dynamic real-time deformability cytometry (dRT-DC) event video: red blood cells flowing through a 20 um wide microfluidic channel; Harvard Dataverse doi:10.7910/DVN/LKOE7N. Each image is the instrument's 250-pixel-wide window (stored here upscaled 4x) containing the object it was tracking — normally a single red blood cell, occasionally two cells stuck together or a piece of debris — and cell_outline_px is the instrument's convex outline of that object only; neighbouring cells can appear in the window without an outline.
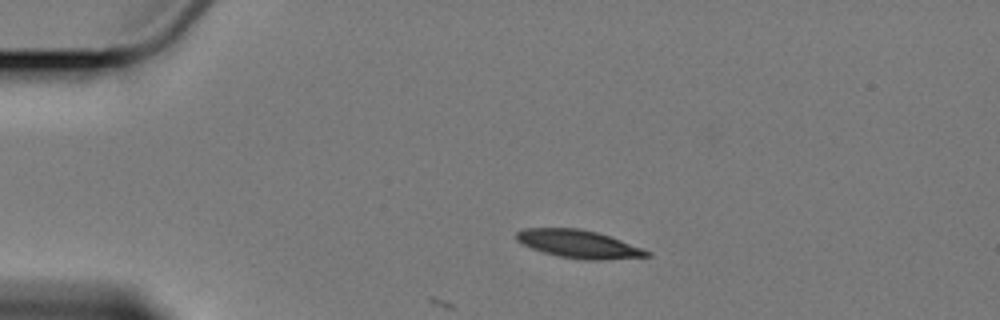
{"species": "Egyptian fruit bat (a non-hibernating species)", "species_latin": "Rousettus aegyptiacus", "temperature_condition": "cold", "stored_images_in_passage": 10, "camera_frame_rate_fps": 3000, "um_per_image_px": 0.085, "animal": {"sex": "female"}, "frame": {"image": 1, "passage_image": 2, "time_ms": 2.333, "image_size_px": [1000, 320], "cell_outline_px": [[652, 256], [604, 260], [580, 260], [560, 256], [544, 252], [532, 248], [516, 240], [516, 232], [524, 228], [580, 228], [596, 232], [644, 248], [652, 252]], "centroid_in_image_um": [49.23, 20.75], "position_along_channel_um": 35.8, "area_um2": 21.27}}
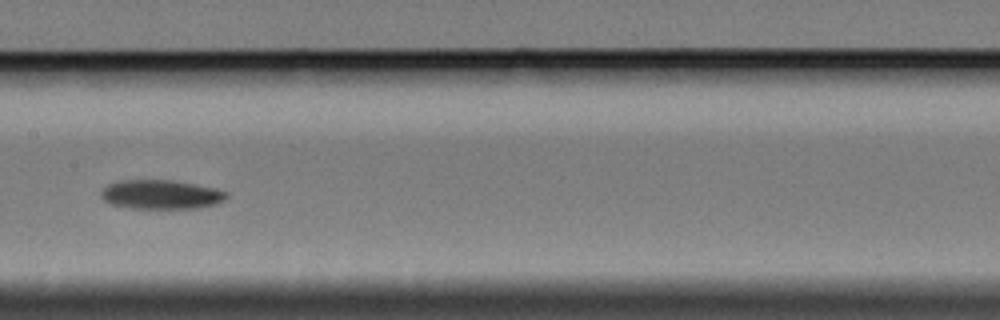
{"frame": {"image": 2, "passage_image": 7, "time_ms": 8.333, "image_size_px": [1000, 320], "cell_outline_px": [[228, 196], [224, 200], [216, 204], [196, 208], [128, 208], [112, 204], [104, 200], [100, 196], [100, 192], [108, 184], [120, 180], [172, 180], [216, 188], [228, 192]], "centroid_in_image_um": [13.69, 16.53], "position_along_channel_um": 193.7, "area_um2": 21.33}}
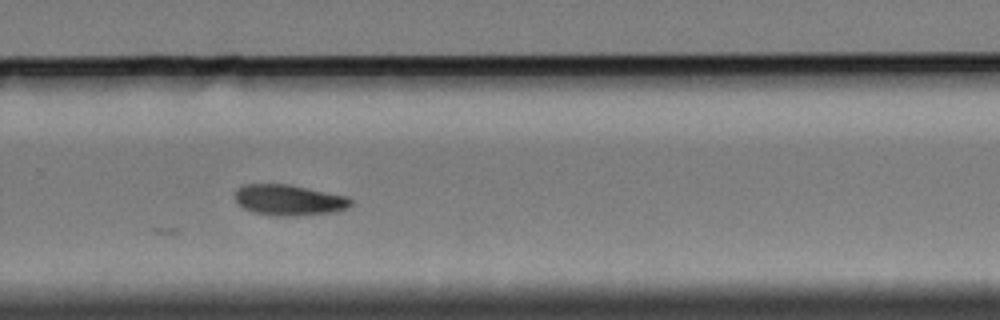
{"frame": {"image": 3, "passage_image": 10, "time_ms": 11.667, "image_size_px": [1000, 320], "cell_outline_px": [[352, 204], [348, 208], [336, 212], [300, 216], [276, 216], [252, 212], [244, 208], [236, 200], [236, 188], [244, 184], [288, 184], [348, 196], [352, 200]], "centroid_in_image_um": [24.6, 17.01], "position_along_channel_um": 305.2, "area_um2": 20.98}}